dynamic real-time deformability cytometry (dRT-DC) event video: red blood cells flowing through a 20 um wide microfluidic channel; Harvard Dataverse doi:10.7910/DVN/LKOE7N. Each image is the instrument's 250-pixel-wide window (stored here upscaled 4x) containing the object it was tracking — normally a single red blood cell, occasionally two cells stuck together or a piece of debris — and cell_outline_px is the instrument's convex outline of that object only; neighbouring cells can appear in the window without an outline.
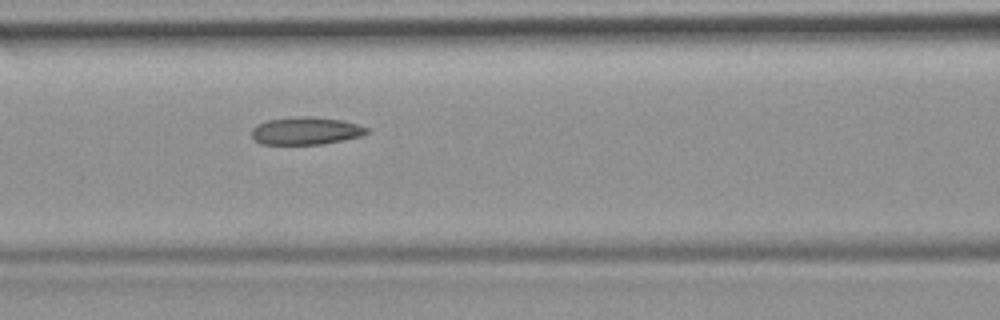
{"species": "common noctule bat (a hibernating species)", "species_latin": "Nyctalus noctula", "temperature_condition": "room temperature", "stored_images_in_passage": 6, "camera_frame_rate_fps": 3000, "um_per_image_px": 0.085, "animal": {"sex": "female", "body_mass_g": 19.9}, "frame": {"image": 1, "passage_image": 6, "time_ms": 6.333, "image_size_px": [1000, 320], "cell_outline_px": [[372, 132], [360, 136], [344, 140], [320, 144], [260, 144], [252, 136], [252, 128], [256, 124], [268, 120], [300, 116], [312, 116], [344, 120], [368, 128]], "centroid_in_image_um": [26.02, 11.11], "position_along_channel_um": 140.6, "area_um2": 18.61}}